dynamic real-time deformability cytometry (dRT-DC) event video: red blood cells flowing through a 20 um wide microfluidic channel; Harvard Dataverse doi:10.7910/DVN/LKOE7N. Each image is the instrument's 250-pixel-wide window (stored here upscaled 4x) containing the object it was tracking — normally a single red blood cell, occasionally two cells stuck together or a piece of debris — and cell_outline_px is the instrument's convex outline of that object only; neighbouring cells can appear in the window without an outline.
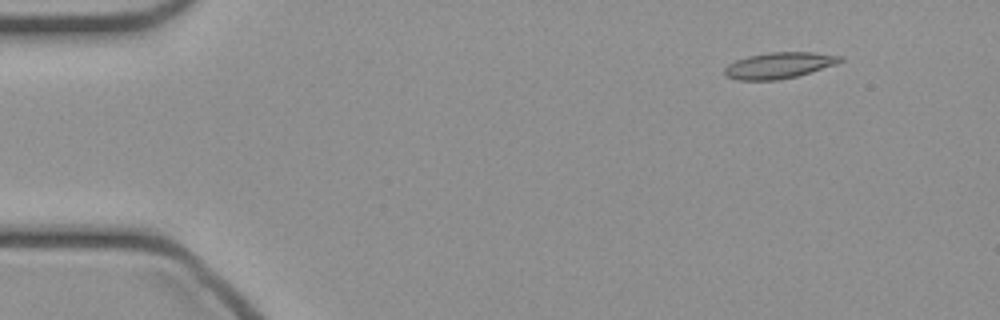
{"species": "common noctule bat (a hibernating species)", "species_latin": "Nyctalus noctula", "temperature_condition": "cold", "stored_images_in_passage": 8, "camera_frame_rate_fps": 3000, "um_per_image_px": 0.085, "animal": {"sex": "female", "body_mass_g": 21.9}, "frame": {"image": 1, "passage_image": 1, "time_ms": 0.0, "image_size_px": [1000, 320], "cell_outline_px": [[844, 60], [836, 64], [796, 76], [780, 80], [736, 80], [724, 76], [724, 68], [728, 64], [736, 60], [748, 56], [768, 52], [812, 52], [844, 56]], "centroid_in_image_um": [66.19, 5.56], "position_along_channel_um": 18.8, "area_um2": 17.69}}